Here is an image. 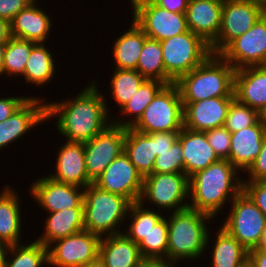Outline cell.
Here are the masks:
<instances>
[{
	"instance_id": "obj_4",
	"label": "cell",
	"mask_w": 266,
	"mask_h": 267,
	"mask_svg": "<svg viewBox=\"0 0 266 267\" xmlns=\"http://www.w3.org/2000/svg\"><path fill=\"white\" fill-rule=\"evenodd\" d=\"M236 69L220 54H210L199 66L183 75L175 84L182 102H197L216 97H235Z\"/></svg>"
},
{
	"instance_id": "obj_17",
	"label": "cell",
	"mask_w": 266,
	"mask_h": 267,
	"mask_svg": "<svg viewBox=\"0 0 266 267\" xmlns=\"http://www.w3.org/2000/svg\"><path fill=\"white\" fill-rule=\"evenodd\" d=\"M46 98L30 97L9 118L0 122V150L23 139L31 129L46 121ZM9 144V146H8Z\"/></svg>"
},
{
	"instance_id": "obj_14",
	"label": "cell",
	"mask_w": 266,
	"mask_h": 267,
	"mask_svg": "<svg viewBox=\"0 0 266 267\" xmlns=\"http://www.w3.org/2000/svg\"><path fill=\"white\" fill-rule=\"evenodd\" d=\"M220 55L236 70L266 65V13Z\"/></svg>"
},
{
	"instance_id": "obj_10",
	"label": "cell",
	"mask_w": 266,
	"mask_h": 267,
	"mask_svg": "<svg viewBox=\"0 0 266 267\" xmlns=\"http://www.w3.org/2000/svg\"><path fill=\"white\" fill-rule=\"evenodd\" d=\"M266 4L258 0H224L221 28L210 45L212 54H220L234 39L248 31L264 14Z\"/></svg>"
},
{
	"instance_id": "obj_55",
	"label": "cell",
	"mask_w": 266,
	"mask_h": 267,
	"mask_svg": "<svg viewBox=\"0 0 266 267\" xmlns=\"http://www.w3.org/2000/svg\"><path fill=\"white\" fill-rule=\"evenodd\" d=\"M242 267H252L250 264H249V262H247L244 266H242Z\"/></svg>"
},
{
	"instance_id": "obj_18",
	"label": "cell",
	"mask_w": 266,
	"mask_h": 267,
	"mask_svg": "<svg viewBox=\"0 0 266 267\" xmlns=\"http://www.w3.org/2000/svg\"><path fill=\"white\" fill-rule=\"evenodd\" d=\"M235 97H216L197 102H182L184 127L192 131H206L224 125L228 109Z\"/></svg>"
},
{
	"instance_id": "obj_13",
	"label": "cell",
	"mask_w": 266,
	"mask_h": 267,
	"mask_svg": "<svg viewBox=\"0 0 266 267\" xmlns=\"http://www.w3.org/2000/svg\"><path fill=\"white\" fill-rule=\"evenodd\" d=\"M126 128L110 124L105 130L84 143L86 170L94 182L107 166L124 152Z\"/></svg>"
},
{
	"instance_id": "obj_27",
	"label": "cell",
	"mask_w": 266,
	"mask_h": 267,
	"mask_svg": "<svg viewBox=\"0 0 266 267\" xmlns=\"http://www.w3.org/2000/svg\"><path fill=\"white\" fill-rule=\"evenodd\" d=\"M11 185H6L0 191V241L13 246L23 243L21 231L23 218L21 216L18 192Z\"/></svg>"
},
{
	"instance_id": "obj_54",
	"label": "cell",
	"mask_w": 266,
	"mask_h": 267,
	"mask_svg": "<svg viewBox=\"0 0 266 267\" xmlns=\"http://www.w3.org/2000/svg\"><path fill=\"white\" fill-rule=\"evenodd\" d=\"M5 51V44H0V77L2 76V62Z\"/></svg>"
},
{
	"instance_id": "obj_50",
	"label": "cell",
	"mask_w": 266,
	"mask_h": 267,
	"mask_svg": "<svg viewBox=\"0 0 266 267\" xmlns=\"http://www.w3.org/2000/svg\"><path fill=\"white\" fill-rule=\"evenodd\" d=\"M11 38L10 23L0 19V44H6Z\"/></svg>"
},
{
	"instance_id": "obj_56",
	"label": "cell",
	"mask_w": 266,
	"mask_h": 267,
	"mask_svg": "<svg viewBox=\"0 0 266 267\" xmlns=\"http://www.w3.org/2000/svg\"><path fill=\"white\" fill-rule=\"evenodd\" d=\"M84 267H100L98 264L92 265V266H84Z\"/></svg>"
},
{
	"instance_id": "obj_2",
	"label": "cell",
	"mask_w": 266,
	"mask_h": 267,
	"mask_svg": "<svg viewBox=\"0 0 266 267\" xmlns=\"http://www.w3.org/2000/svg\"><path fill=\"white\" fill-rule=\"evenodd\" d=\"M239 174V170L228 160L212 163L193 174L189 178L188 207L216 219L220 210L223 211L225 205L229 206L243 190V176Z\"/></svg>"
},
{
	"instance_id": "obj_31",
	"label": "cell",
	"mask_w": 266,
	"mask_h": 267,
	"mask_svg": "<svg viewBox=\"0 0 266 267\" xmlns=\"http://www.w3.org/2000/svg\"><path fill=\"white\" fill-rule=\"evenodd\" d=\"M216 234V239L210 254L212 259L211 267H242L248 262V251L241 245V243L230 235L221 226Z\"/></svg>"
},
{
	"instance_id": "obj_37",
	"label": "cell",
	"mask_w": 266,
	"mask_h": 267,
	"mask_svg": "<svg viewBox=\"0 0 266 267\" xmlns=\"http://www.w3.org/2000/svg\"><path fill=\"white\" fill-rule=\"evenodd\" d=\"M110 80L111 98L120 109L127 103L146 80L137 70L115 69Z\"/></svg>"
},
{
	"instance_id": "obj_57",
	"label": "cell",
	"mask_w": 266,
	"mask_h": 267,
	"mask_svg": "<svg viewBox=\"0 0 266 267\" xmlns=\"http://www.w3.org/2000/svg\"><path fill=\"white\" fill-rule=\"evenodd\" d=\"M258 1H260V2H262V3H264V4H266V0H258Z\"/></svg>"
},
{
	"instance_id": "obj_5",
	"label": "cell",
	"mask_w": 266,
	"mask_h": 267,
	"mask_svg": "<svg viewBox=\"0 0 266 267\" xmlns=\"http://www.w3.org/2000/svg\"><path fill=\"white\" fill-rule=\"evenodd\" d=\"M130 205L126 197L89 184L84 189L83 199L85 230L100 237L123 233L120 227L128 218Z\"/></svg>"
},
{
	"instance_id": "obj_15",
	"label": "cell",
	"mask_w": 266,
	"mask_h": 267,
	"mask_svg": "<svg viewBox=\"0 0 266 267\" xmlns=\"http://www.w3.org/2000/svg\"><path fill=\"white\" fill-rule=\"evenodd\" d=\"M143 176L123 152L93 182L101 190L126 197L131 203L140 200Z\"/></svg>"
},
{
	"instance_id": "obj_12",
	"label": "cell",
	"mask_w": 266,
	"mask_h": 267,
	"mask_svg": "<svg viewBox=\"0 0 266 267\" xmlns=\"http://www.w3.org/2000/svg\"><path fill=\"white\" fill-rule=\"evenodd\" d=\"M101 237L83 230L48 246V266L84 267L98 264Z\"/></svg>"
},
{
	"instance_id": "obj_49",
	"label": "cell",
	"mask_w": 266,
	"mask_h": 267,
	"mask_svg": "<svg viewBox=\"0 0 266 267\" xmlns=\"http://www.w3.org/2000/svg\"><path fill=\"white\" fill-rule=\"evenodd\" d=\"M176 265L178 264L167 259L143 258L137 264V267H175Z\"/></svg>"
},
{
	"instance_id": "obj_11",
	"label": "cell",
	"mask_w": 266,
	"mask_h": 267,
	"mask_svg": "<svg viewBox=\"0 0 266 267\" xmlns=\"http://www.w3.org/2000/svg\"><path fill=\"white\" fill-rule=\"evenodd\" d=\"M129 2L132 4V19L150 39L162 41L189 30L185 13L168 11L153 0Z\"/></svg>"
},
{
	"instance_id": "obj_41",
	"label": "cell",
	"mask_w": 266,
	"mask_h": 267,
	"mask_svg": "<svg viewBox=\"0 0 266 267\" xmlns=\"http://www.w3.org/2000/svg\"><path fill=\"white\" fill-rule=\"evenodd\" d=\"M208 143L221 160L229 161L231 133L224 126L204 131Z\"/></svg>"
},
{
	"instance_id": "obj_1",
	"label": "cell",
	"mask_w": 266,
	"mask_h": 267,
	"mask_svg": "<svg viewBox=\"0 0 266 267\" xmlns=\"http://www.w3.org/2000/svg\"><path fill=\"white\" fill-rule=\"evenodd\" d=\"M90 82L71 99L46 102V122L55 116L57 133L67 141L88 142L112 124L110 109L99 91L98 81Z\"/></svg>"
},
{
	"instance_id": "obj_29",
	"label": "cell",
	"mask_w": 266,
	"mask_h": 267,
	"mask_svg": "<svg viewBox=\"0 0 266 267\" xmlns=\"http://www.w3.org/2000/svg\"><path fill=\"white\" fill-rule=\"evenodd\" d=\"M131 26L113 42L112 58L115 69L136 70L142 47L148 38L142 28L131 20Z\"/></svg>"
},
{
	"instance_id": "obj_3",
	"label": "cell",
	"mask_w": 266,
	"mask_h": 267,
	"mask_svg": "<svg viewBox=\"0 0 266 267\" xmlns=\"http://www.w3.org/2000/svg\"><path fill=\"white\" fill-rule=\"evenodd\" d=\"M215 219L190 207L172 212L167 216L168 246L167 260L179 263L181 260L201 258L212 244L208 223ZM210 242V244H209Z\"/></svg>"
},
{
	"instance_id": "obj_30",
	"label": "cell",
	"mask_w": 266,
	"mask_h": 267,
	"mask_svg": "<svg viewBox=\"0 0 266 267\" xmlns=\"http://www.w3.org/2000/svg\"><path fill=\"white\" fill-rule=\"evenodd\" d=\"M166 85L159 80L146 79L133 97L118 110L121 112L119 114L125 116L124 119L122 117L118 119L114 116L112 123L125 128L132 127L140 119L147 105Z\"/></svg>"
},
{
	"instance_id": "obj_43",
	"label": "cell",
	"mask_w": 266,
	"mask_h": 267,
	"mask_svg": "<svg viewBox=\"0 0 266 267\" xmlns=\"http://www.w3.org/2000/svg\"><path fill=\"white\" fill-rule=\"evenodd\" d=\"M244 174H247L248 179L245 178V180L243 178V181H266V136L264 137L260 153Z\"/></svg>"
},
{
	"instance_id": "obj_52",
	"label": "cell",
	"mask_w": 266,
	"mask_h": 267,
	"mask_svg": "<svg viewBox=\"0 0 266 267\" xmlns=\"http://www.w3.org/2000/svg\"><path fill=\"white\" fill-rule=\"evenodd\" d=\"M257 115H258V122L266 130V104L262 106L259 110H257Z\"/></svg>"
},
{
	"instance_id": "obj_28",
	"label": "cell",
	"mask_w": 266,
	"mask_h": 267,
	"mask_svg": "<svg viewBox=\"0 0 266 267\" xmlns=\"http://www.w3.org/2000/svg\"><path fill=\"white\" fill-rule=\"evenodd\" d=\"M124 153L143 178L152 174L156 159L154 133H142L131 127L126 128Z\"/></svg>"
},
{
	"instance_id": "obj_19",
	"label": "cell",
	"mask_w": 266,
	"mask_h": 267,
	"mask_svg": "<svg viewBox=\"0 0 266 267\" xmlns=\"http://www.w3.org/2000/svg\"><path fill=\"white\" fill-rule=\"evenodd\" d=\"M58 149L54 166L56 171L48 176L58 182L82 188L92 184L86 170L84 143L65 141Z\"/></svg>"
},
{
	"instance_id": "obj_32",
	"label": "cell",
	"mask_w": 266,
	"mask_h": 267,
	"mask_svg": "<svg viewBox=\"0 0 266 267\" xmlns=\"http://www.w3.org/2000/svg\"><path fill=\"white\" fill-rule=\"evenodd\" d=\"M47 48L45 43H37L31 50L30 56L27 59L23 79L34 87H42L51 83L54 79L56 68V60L54 59L51 50Z\"/></svg>"
},
{
	"instance_id": "obj_20",
	"label": "cell",
	"mask_w": 266,
	"mask_h": 267,
	"mask_svg": "<svg viewBox=\"0 0 266 267\" xmlns=\"http://www.w3.org/2000/svg\"><path fill=\"white\" fill-rule=\"evenodd\" d=\"M222 0H189L185 12L187 27L211 45L221 28Z\"/></svg>"
},
{
	"instance_id": "obj_21",
	"label": "cell",
	"mask_w": 266,
	"mask_h": 267,
	"mask_svg": "<svg viewBox=\"0 0 266 267\" xmlns=\"http://www.w3.org/2000/svg\"><path fill=\"white\" fill-rule=\"evenodd\" d=\"M35 0L28 7L21 10L10 22L11 37L45 43L50 36L53 18L44 9L39 8Z\"/></svg>"
},
{
	"instance_id": "obj_36",
	"label": "cell",
	"mask_w": 266,
	"mask_h": 267,
	"mask_svg": "<svg viewBox=\"0 0 266 267\" xmlns=\"http://www.w3.org/2000/svg\"><path fill=\"white\" fill-rule=\"evenodd\" d=\"M37 43L11 37L5 44L2 76H23L27 59Z\"/></svg>"
},
{
	"instance_id": "obj_45",
	"label": "cell",
	"mask_w": 266,
	"mask_h": 267,
	"mask_svg": "<svg viewBox=\"0 0 266 267\" xmlns=\"http://www.w3.org/2000/svg\"><path fill=\"white\" fill-rule=\"evenodd\" d=\"M32 96H15L0 98V122L9 118L17 109H19Z\"/></svg>"
},
{
	"instance_id": "obj_47",
	"label": "cell",
	"mask_w": 266,
	"mask_h": 267,
	"mask_svg": "<svg viewBox=\"0 0 266 267\" xmlns=\"http://www.w3.org/2000/svg\"><path fill=\"white\" fill-rule=\"evenodd\" d=\"M158 6L171 12L185 13L189 0H153Z\"/></svg>"
},
{
	"instance_id": "obj_25",
	"label": "cell",
	"mask_w": 266,
	"mask_h": 267,
	"mask_svg": "<svg viewBox=\"0 0 266 267\" xmlns=\"http://www.w3.org/2000/svg\"><path fill=\"white\" fill-rule=\"evenodd\" d=\"M235 98L255 110L266 104V65L238 69L234 74Z\"/></svg>"
},
{
	"instance_id": "obj_38",
	"label": "cell",
	"mask_w": 266,
	"mask_h": 267,
	"mask_svg": "<svg viewBox=\"0 0 266 267\" xmlns=\"http://www.w3.org/2000/svg\"><path fill=\"white\" fill-rule=\"evenodd\" d=\"M168 224L163 216L138 244L143 258L167 259Z\"/></svg>"
},
{
	"instance_id": "obj_33",
	"label": "cell",
	"mask_w": 266,
	"mask_h": 267,
	"mask_svg": "<svg viewBox=\"0 0 266 267\" xmlns=\"http://www.w3.org/2000/svg\"><path fill=\"white\" fill-rule=\"evenodd\" d=\"M130 215V216H129ZM166 215L156 209L145 208L140 202H133L130 205L126 220H131L126 231L123 233L136 244H139L150 230L162 217ZM128 229V230H127Z\"/></svg>"
},
{
	"instance_id": "obj_26",
	"label": "cell",
	"mask_w": 266,
	"mask_h": 267,
	"mask_svg": "<svg viewBox=\"0 0 266 267\" xmlns=\"http://www.w3.org/2000/svg\"><path fill=\"white\" fill-rule=\"evenodd\" d=\"M47 214L49 215L44 220L42 235L35 239L46 247L55 240L85 230L84 207H74Z\"/></svg>"
},
{
	"instance_id": "obj_24",
	"label": "cell",
	"mask_w": 266,
	"mask_h": 267,
	"mask_svg": "<svg viewBox=\"0 0 266 267\" xmlns=\"http://www.w3.org/2000/svg\"><path fill=\"white\" fill-rule=\"evenodd\" d=\"M142 259L138 244L124 233L101 237L98 255L100 267H137Z\"/></svg>"
},
{
	"instance_id": "obj_23",
	"label": "cell",
	"mask_w": 266,
	"mask_h": 267,
	"mask_svg": "<svg viewBox=\"0 0 266 267\" xmlns=\"http://www.w3.org/2000/svg\"><path fill=\"white\" fill-rule=\"evenodd\" d=\"M265 136L266 130L258 121L231 133L229 161L241 173L246 172L257 158Z\"/></svg>"
},
{
	"instance_id": "obj_40",
	"label": "cell",
	"mask_w": 266,
	"mask_h": 267,
	"mask_svg": "<svg viewBox=\"0 0 266 267\" xmlns=\"http://www.w3.org/2000/svg\"><path fill=\"white\" fill-rule=\"evenodd\" d=\"M153 173H184V156L178 139L169 150L156 156Z\"/></svg>"
},
{
	"instance_id": "obj_7",
	"label": "cell",
	"mask_w": 266,
	"mask_h": 267,
	"mask_svg": "<svg viewBox=\"0 0 266 267\" xmlns=\"http://www.w3.org/2000/svg\"><path fill=\"white\" fill-rule=\"evenodd\" d=\"M184 105L178 86L166 85L147 105L140 119L131 127L142 133L181 131Z\"/></svg>"
},
{
	"instance_id": "obj_6",
	"label": "cell",
	"mask_w": 266,
	"mask_h": 267,
	"mask_svg": "<svg viewBox=\"0 0 266 267\" xmlns=\"http://www.w3.org/2000/svg\"><path fill=\"white\" fill-rule=\"evenodd\" d=\"M167 85L176 83L210 54V45L190 30L160 41Z\"/></svg>"
},
{
	"instance_id": "obj_53",
	"label": "cell",
	"mask_w": 266,
	"mask_h": 267,
	"mask_svg": "<svg viewBox=\"0 0 266 267\" xmlns=\"http://www.w3.org/2000/svg\"><path fill=\"white\" fill-rule=\"evenodd\" d=\"M257 248H260V249H263V250H266V228L262 234V238H261V241L258 245Z\"/></svg>"
},
{
	"instance_id": "obj_42",
	"label": "cell",
	"mask_w": 266,
	"mask_h": 267,
	"mask_svg": "<svg viewBox=\"0 0 266 267\" xmlns=\"http://www.w3.org/2000/svg\"><path fill=\"white\" fill-rule=\"evenodd\" d=\"M243 191L266 217V181H243Z\"/></svg>"
},
{
	"instance_id": "obj_16",
	"label": "cell",
	"mask_w": 266,
	"mask_h": 267,
	"mask_svg": "<svg viewBox=\"0 0 266 267\" xmlns=\"http://www.w3.org/2000/svg\"><path fill=\"white\" fill-rule=\"evenodd\" d=\"M84 189L82 187L58 182L48 175L38 177L31 186L29 193L40 208L53 213L74 207H84Z\"/></svg>"
},
{
	"instance_id": "obj_39",
	"label": "cell",
	"mask_w": 266,
	"mask_h": 267,
	"mask_svg": "<svg viewBox=\"0 0 266 267\" xmlns=\"http://www.w3.org/2000/svg\"><path fill=\"white\" fill-rule=\"evenodd\" d=\"M257 121V110L240 103L235 98L230 104L223 126L233 133L254 125Z\"/></svg>"
},
{
	"instance_id": "obj_34",
	"label": "cell",
	"mask_w": 266,
	"mask_h": 267,
	"mask_svg": "<svg viewBox=\"0 0 266 267\" xmlns=\"http://www.w3.org/2000/svg\"><path fill=\"white\" fill-rule=\"evenodd\" d=\"M45 265H48V247L33 240L25 245L21 243L10 246L4 267H44Z\"/></svg>"
},
{
	"instance_id": "obj_46",
	"label": "cell",
	"mask_w": 266,
	"mask_h": 267,
	"mask_svg": "<svg viewBox=\"0 0 266 267\" xmlns=\"http://www.w3.org/2000/svg\"><path fill=\"white\" fill-rule=\"evenodd\" d=\"M180 131L154 133V148L156 156L172 147L178 139Z\"/></svg>"
},
{
	"instance_id": "obj_9",
	"label": "cell",
	"mask_w": 266,
	"mask_h": 267,
	"mask_svg": "<svg viewBox=\"0 0 266 267\" xmlns=\"http://www.w3.org/2000/svg\"><path fill=\"white\" fill-rule=\"evenodd\" d=\"M230 207L221 227L247 251L257 248L266 228V217L243 190L230 203Z\"/></svg>"
},
{
	"instance_id": "obj_51",
	"label": "cell",
	"mask_w": 266,
	"mask_h": 267,
	"mask_svg": "<svg viewBox=\"0 0 266 267\" xmlns=\"http://www.w3.org/2000/svg\"><path fill=\"white\" fill-rule=\"evenodd\" d=\"M9 245L0 241V267H4Z\"/></svg>"
},
{
	"instance_id": "obj_8",
	"label": "cell",
	"mask_w": 266,
	"mask_h": 267,
	"mask_svg": "<svg viewBox=\"0 0 266 267\" xmlns=\"http://www.w3.org/2000/svg\"><path fill=\"white\" fill-rule=\"evenodd\" d=\"M187 199H189V178L185 173H152L144 177L139 200L143 205L148 206L150 203L152 209L155 205L156 210L162 212L163 209L164 212L167 209L165 212L171 213L187 208L189 204Z\"/></svg>"
},
{
	"instance_id": "obj_44",
	"label": "cell",
	"mask_w": 266,
	"mask_h": 267,
	"mask_svg": "<svg viewBox=\"0 0 266 267\" xmlns=\"http://www.w3.org/2000/svg\"><path fill=\"white\" fill-rule=\"evenodd\" d=\"M34 1L35 0H0V19L10 23L21 10L28 7Z\"/></svg>"
},
{
	"instance_id": "obj_48",
	"label": "cell",
	"mask_w": 266,
	"mask_h": 267,
	"mask_svg": "<svg viewBox=\"0 0 266 267\" xmlns=\"http://www.w3.org/2000/svg\"><path fill=\"white\" fill-rule=\"evenodd\" d=\"M248 262L252 267H266V250L251 249L248 251Z\"/></svg>"
},
{
	"instance_id": "obj_22",
	"label": "cell",
	"mask_w": 266,
	"mask_h": 267,
	"mask_svg": "<svg viewBox=\"0 0 266 267\" xmlns=\"http://www.w3.org/2000/svg\"><path fill=\"white\" fill-rule=\"evenodd\" d=\"M178 140L184 156V173L188 178L221 160L208 143L205 132L192 131L183 127Z\"/></svg>"
},
{
	"instance_id": "obj_35",
	"label": "cell",
	"mask_w": 266,
	"mask_h": 267,
	"mask_svg": "<svg viewBox=\"0 0 266 267\" xmlns=\"http://www.w3.org/2000/svg\"><path fill=\"white\" fill-rule=\"evenodd\" d=\"M136 70L146 79H155L167 84L160 41L150 38L145 40Z\"/></svg>"
}]
</instances>
